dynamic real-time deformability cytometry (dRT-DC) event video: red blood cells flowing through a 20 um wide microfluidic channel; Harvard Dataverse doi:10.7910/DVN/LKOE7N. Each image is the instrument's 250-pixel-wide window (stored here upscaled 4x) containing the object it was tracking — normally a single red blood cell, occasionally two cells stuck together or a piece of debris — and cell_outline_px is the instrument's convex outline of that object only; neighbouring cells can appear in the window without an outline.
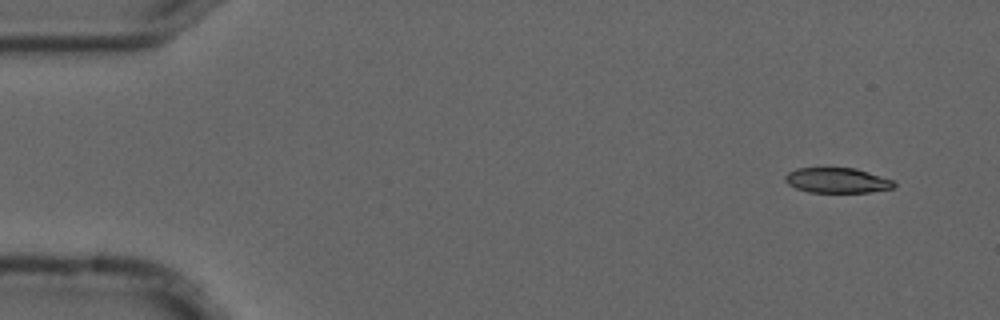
{"species": "common noctule bat (a hibernating species)", "species_latin": "Nyctalus noctula", "temperature_condition": "cold", "stored_images_in_passage": 6, "camera_frame_rate_fps": 3000, "um_per_image_px": 0.085, "animal": {"sex": "male", "forearm_length_mm": 52.5}, "frame": {"image": 1, "passage_image": 1, "time_ms": 0.0, "image_size_px": [1000, 320], "cell_outline_px": [[896, 184], [892, 188], [868, 192], [808, 192], [796, 188], [788, 184], [784, 180], [784, 176], [788, 172], [796, 168], [856, 168], [892, 180]], "centroid_in_image_um": [71.11, 15.33], "position_along_channel_um": 13.9, "area_um2": 15.84}}
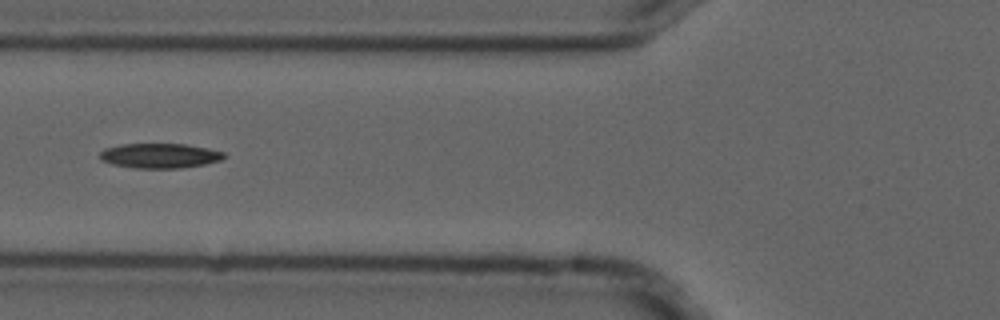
{"frame": {"image": 2, "passage_image": 6, "time_ms": 1.667, "image_size_px": [1000, 320], "cell_outline_px": [[228, 156], [220, 160], [204, 164], [180, 168], [136, 168], [112, 164], [100, 160], [100, 152], [104, 148], [120, 144], [184, 144], [208, 148], [224, 152]], "centroid_in_image_um": [13.57, 13.23], "position_along_channel_um": 112.2, "area_um2": 17.98}}